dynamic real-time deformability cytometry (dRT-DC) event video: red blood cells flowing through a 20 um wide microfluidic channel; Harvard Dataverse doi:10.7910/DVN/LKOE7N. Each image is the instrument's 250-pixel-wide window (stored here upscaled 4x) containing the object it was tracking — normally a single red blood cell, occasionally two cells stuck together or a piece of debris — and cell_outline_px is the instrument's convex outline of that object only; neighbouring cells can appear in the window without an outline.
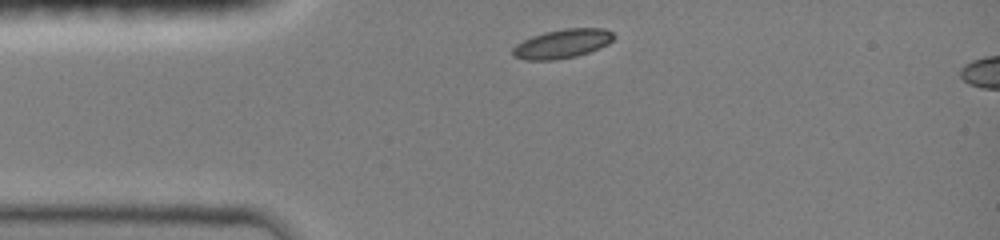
{"species": "common noctule bat (a hibernating species)", "species_latin": "Nyctalus noctula", "temperature_condition": "room temperature", "stored_images_in_passage": 2, "camera_frame_rate_fps": 3000, "um_per_image_px": 0.085, "animal": {"sex": "female", "body_mass_g": 19.0, "forearm_length_mm": 51.5}, "frame": {"image": 1, "passage_image": 1, "time_ms": 0.0, "image_size_px": [1000, 240], "cell_outline_px": [[616, 36], [608, 44], [600, 48], [576, 56], [556, 60], [524, 60], [512, 56], [512, 48], [516, 44], [532, 36], [544, 32], [564, 28], [604, 28], [612, 32]], "centroid_in_image_um": [47.79, 3.72], "position_along_channel_um": 37.2, "area_um2": 17.22}}